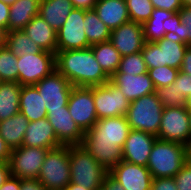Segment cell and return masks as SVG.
<instances>
[{"mask_svg":"<svg viewBox=\"0 0 191 190\" xmlns=\"http://www.w3.org/2000/svg\"><path fill=\"white\" fill-rule=\"evenodd\" d=\"M187 161L186 145L156 139L146 167L153 179L170 178L174 177Z\"/></svg>","mask_w":191,"mask_h":190,"instance_id":"cell-2","label":"cell"},{"mask_svg":"<svg viewBox=\"0 0 191 190\" xmlns=\"http://www.w3.org/2000/svg\"><path fill=\"white\" fill-rule=\"evenodd\" d=\"M188 47L184 42L166 36L155 42H145L141 54L147 69L167 65L180 70Z\"/></svg>","mask_w":191,"mask_h":190,"instance_id":"cell-6","label":"cell"},{"mask_svg":"<svg viewBox=\"0 0 191 190\" xmlns=\"http://www.w3.org/2000/svg\"><path fill=\"white\" fill-rule=\"evenodd\" d=\"M11 175L9 162H3L0 165V187Z\"/></svg>","mask_w":191,"mask_h":190,"instance_id":"cell-51","label":"cell"},{"mask_svg":"<svg viewBox=\"0 0 191 190\" xmlns=\"http://www.w3.org/2000/svg\"><path fill=\"white\" fill-rule=\"evenodd\" d=\"M22 146L54 149L62 146L47 118L29 122Z\"/></svg>","mask_w":191,"mask_h":190,"instance_id":"cell-20","label":"cell"},{"mask_svg":"<svg viewBox=\"0 0 191 190\" xmlns=\"http://www.w3.org/2000/svg\"><path fill=\"white\" fill-rule=\"evenodd\" d=\"M70 146L48 150L38 180L47 189H65L70 183Z\"/></svg>","mask_w":191,"mask_h":190,"instance_id":"cell-5","label":"cell"},{"mask_svg":"<svg viewBox=\"0 0 191 190\" xmlns=\"http://www.w3.org/2000/svg\"><path fill=\"white\" fill-rule=\"evenodd\" d=\"M20 190H47L38 179H21Z\"/></svg>","mask_w":191,"mask_h":190,"instance_id":"cell-45","label":"cell"},{"mask_svg":"<svg viewBox=\"0 0 191 190\" xmlns=\"http://www.w3.org/2000/svg\"><path fill=\"white\" fill-rule=\"evenodd\" d=\"M164 105L156 93L142 96L129 104L126 120L131 129L158 136Z\"/></svg>","mask_w":191,"mask_h":190,"instance_id":"cell-4","label":"cell"},{"mask_svg":"<svg viewBox=\"0 0 191 190\" xmlns=\"http://www.w3.org/2000/svg\"><path fill=\"white\" fill-rule=\"evenodd\" d=\"M73 7L84 10H93L97 0H71Z\"/></svg>","mask_w":191,"mask_h":190,"instance_id":"cell-50","label":"cell"},{"mask_svg":"<svg viewBox=\"0 0 191 190\" xmlns=\"http://www.w3.org/2000/svg\"><path fill=\"white\" fill-rule=\"evenodd\" d=\"M156 139L152 134L131 129L122 148L123 161L147 166Z\"/></svg>","mask_w":191,"mask_h":190,"instance_id":"cell-17","label":"cell"},{"mask_svg":"<svg viewBox=\"0 0 191 190\" xmlns=\"http://www.w3.org/2000/svg\"><path fill=\"white\" fill-rule=\"evenodd\" d=\"M175 87L179 94L187 99L191 96V76L179 70L176 80L171 84Z\"/></svg>","mask_w":191,"mask_h":190,"instance_id":"cell-40","label":"cell"},{"mask_svg":"<svg viewBox=\"0 0 191 190\" xmlns=\"http://www.w3.org/2000/svg\"><path fill=\"white\" fill-rule=\"evenodd\" d=\"M110 82L118 87L129 102L155 93L156 90L148 72L135 76L132 74H113L110 77Z\"/></svg>","mask_w":191,"mask_h":190,"instance_id":"cell-19","label":"cell"},{"mask_svg":"<svg viewBox=\"0 0 191 190\" xmlns=\"http://www.w3.org/2000/svg\"><path fill=\"white\" fill-rule=\"evenodd\" d=\"M155 93L157 98L164 105V108H174L188 105V99L182 94H179L178 90L175 87H172V85L157 88Z\"/></svg>","mask_w":191,"mask_h":190,"instance_id":"cell-37","label":"cell"},{"mask_svg":"<svg viewBox=\"0 0 191 190\" xmlns=\"http://www.w3.org/2000/svg\"><path fill=\"white\" fill-rule=\"evenodd\" d=\"M91 48L98 64L109 77L118 71L122 56L110 40L92 45Z\"/></svg>","mask_w":191,"mask_h":190,"instance_id":"cell-29","label":"cell"},{"mask_svg":"<svg viewBox=\"0 0 191 190\" xmlns=\"http://www.w3.org/2000/svg\"><path fill=\"white\" fill-rule=\"evenodd\" d=\"M189 122H190V130H191V109L189 108Z\"/></svg>","mask_w":191,"mask_h":190,"instance_id":"cell-58","label":"cell"},{"mask_svg":"<svg viewBox=\"0 0 191 190\" xmlns=\"http://www.w3.org/2000/svg\"><path fill=\"white\" fill-rule=\"evenodd\" d=\"M6 47L16 56L40 53L43 50L36 45L23 30L9 31Z\"/></svg>","mask_w":191,"mask_h":190,"instance_id":"cell-32","label":"cell"},{"mask_svg":"<svg viewBox=\"0 0 191 190\" xmlns=\"http://www.w3.org/2000/svg\"><path fill=\"white\" fill-rule=\"evenodd\" d=\"M18 60V83L32 86L56 70L55 54L43 50L40 53L23 55Z\"/></svg>","mask_w":191,"mask_h":190,"instance_id":"cell-8","label":"cell"},{"mask_svg":"<svg viewBox=\"0 0 191 190\" xmlns=\"http://www.w3.org/2000/svg\"><path fill=\"white\" fill-rule=\"evenodd\" d=\"M34 86L45 102L47 112L65 109L73 88V85L57 70H54Z\"/></svg>","mask_w":191,"mask_h":190,"instance_id":"cell-13","label":"cell"},{"mask_svg":"<svg viewBox=\"0 0 191 190\" xmlns=\"http://www.w3.org/2000/svg\"><path fill=\"white\" fill-rule=\"evenodd\" d=\"M151 190H178L174 177L155 178L152 181Z\"/></svg>","mask_w":191,"mask_h":190,"instance_id":"cell-42","label":"cell"},{"mask_svg":"<svg viewBox=\"0 0 191 190\" xmlns=\"http://www.w3.org/2000/svg\"><path fill=\"white\" fill-rule=\"evenodd\" d=\"M47 120L62 145H81L84 133L72 119L67 106L65 109L49 110Z\"/></svg>","mask_w":191,"mask_h":190,"instance_id":"cell-18","label":"cell"},{"mask_svg":"<svg viewBox=\"0 0 191 190\" xmlns=\"http://www.w3.org/2000/svg\"><path fill=\"white\" fill-rule=\"evenodd\" d=\"M178 190H191V161H187L174 176Z\"/></svg>","mask_w":191,"mask_h":190,"instance_id":"cell-39","label":"cell"},{"mask_svg":"<svg viewBox=\"0 0 191 190\" xmlns=\"http://www.w3.org/2000/svg\"><path fill=\"white\" fill-rule=\"evenodd\" d=\"M28 124V119L19 112L11 118L0 121V136L11 149L21 147Z\"/></svg>","mask_w":191,"mask_h":190,"instance_id":"cell-27","label":"cell"},{"mask_svg":"<svg viewBox=\"0 0 191 190\" xmlns=\"http://www.w3.org/2000/svg\"><path fill=\"white\" fill-rule=\"evenodd\" d=\"M191 138L189 108H164L157 139L188 145Z\"/></svg>","mask_w":191,"mask_h":190,"instance_id":"cell-7","label":"cell"},{"mask_svg":"<svg viewBox=\"0 0 191 190\" xmlns=\"http://www.w3.org/2000/svg\"><path fill=\"white\" fill-rule=\"evenodd\" d=\"M11 153V147H9L5 140L0 136V159L3 162H9Z\"/></svg>","mask_w":191,"mask_h":190,"instance_id":"cell-48","label":"cell"},{"mask_svg":"<svg viewBox=\"0 0 191 190\" xmlns=\"http://www.w3.org/2000/svg\"><path fill=\"white\" fill-rule=\"evenodd\" d=\"M19 112L29 122L47 118L45 102L34 85L21 87Z\"/></svg>","mask_w":191,"mask_h":190,"instance_id":"cell-23","label":"cell"},{"mask_svg":"<svg viewBox=\"0 0 191 190\" xmlns=\"http://www.w3.org/2000/svg\"><path fill=\"white\" fill-rule=\"evenodd\" d=\"M74 9L71 0H40V16L57 32Z\"/></svg>","mask_w":191,"mask_h":190,"instance_id":"cell-25","label":"cell"},{"mask_svg":"<svg viewBox=\"0 0 191 190\" xmlns=\"http://www.w3.org/2000/svg\"><path fill=\"white\" fill-rule=\"evenodd\" d=\"M181 19L179 12L173 13L169 18L166 19V36L174 37L177 39V29L180 25Z\"/></svg>","mask_w":191,"mask_h":190,"instance_id":"cell-43","label":"cell"},{"mask_svg":"<svg viewBox=\"0 0 191 190\" xmlns=\"http://www.w3.org/2000/svg\"><path fill=\"white\" fill-rule=\"evenodd\" d=\"M48 150L26 146L12 149L9 160L11 175L19 179H38Z\"/></svg>","mask_w":191,"mask_h":190,"instance_id":"cell-10","label":"cell"},{"mask_svg":"<svg viewBox=\"0 0 191 190\" xmlns=\"http://www.w3.org/2000/svg\"><path fill=\"white\" fill-rule=\"evenodd\" d=\"M83 25L90 46L110 40L111 30L94 10L85 12Z\"/></svg>","mask_w":191,"mask_h":190,"instance_id":"cell-31","label":"cell"},{"mask_svg":"<svg viewBox=\"0 0 191 190\" xmlns=\"http://www.w3.org/2000/svg\"><path fill=\"white\" fill-rule=\"evenodd\" d=\"M179 69L167 65L148 69V74L155 89L171 85L177 77Z\"/></svg>","mask_w":191,"mask_h":190,"instance_id":"cell-36","label":"cell"},{"mask_svg":"<svg viewBox=\"0 0 191 190\" xmlns=\"http://www.w3.org/2000/svg\"><path fill=\"white\" fill-rule=\"evenodd\" d=\"M187 107L191 109V96L188 98V105H187Z\"/></svg>","mask_w":191,"mask_h":190,"instance_id":"cell-57","label":"cell"},{"mask_svg":"<svg viewBox=\"0 0 191 190\" xmlns=\"http://www.w3.org/2000/svg\"><path fill=\"white\" fill-rule=\"evenodd\" d=\"M93 98L98 120L125 116L130 104L118 87L110 81L104 85L93 86Z\"/></svg>","mask_w":191,"mask_h":190,"instance_id":"cell-12","label":"cell"},{"mask_svg":"<svg viewBox=\"0 0 191 190\" xmlns=\"http://www.w3.org/2000/svg\"><path fill=\"white\" fill-rule=\"evenodd\" d=\"M180 71L191 76V46L185 51Z\"/></svg>","mask_w":191,"mask_h":190,"instance_id":"cell-49","label":"cell"},{"mask_svg":"<svg viewBox=\"0 0 191 190\" xmlns=\"http://www.w3.org/2000/svg\"><path fill=\"white\" fill-rule=\"evenodd\" d=\"M21 179L10 175L9 178L0 187V190H20Z\"/></svg>","mask_w":191,"mask_h":190,"instance_id":"cell-46","label":"cell"},{"mask_svg":"<svg viewBox=\"0 0 191 190\" xmlns=\"http://www.w3.org/2000/svg\"><path fill=\"white\" fill-rule=\"evenodd\" d=\"M87 10L74 8L57 31V51L77 50L91 47L84 29Z\"/></svg>","mask_w":191,"mask_h":190,"instance_id":"cell-14","label":"cell"},{"mask_svg":"<svg viewBox=\"0 0 191 190\" xmlns=\"http://www.w3.org/2000/svg\"><path fill=\"white\" fill-rule=\"evenodd\" d=\"M93 10L110 30L130 21L125 0H97Z\"/></svg>","mask_w":191,"mask_h":190,"instance_id":"cell-22","label":"cell"},{"mask_svg":"<svg viewBox=\"0 0 191 190\" xmlns=\"http://www.w3.org/2000/svg\"><path fill=\"white\" fill-rule=\"evenodd\" d=\"M65 190H89L87 188H85L84 186H79V185H76L74 183H69L67 185V187L65 188Z\"/></svg>","mask_w":191,"mask_h":190,"instance_id":"cell-53","label":"cell"},{"mask_svg":"<svg viewBox=\"0 0 191 190\" xmlns=\"http://www.w3.org/2000/svg\"><path fill=\"white\" fill-rule=\"evenodd\" d=\"M21 85L2 82L0 85V121L19 113Z\"/></svg>","mask_w":191,"mask_h":190,"instance_id":"cell-28","label":"cell"},{"mask_svg":"<svg viewBox=\"0 0 191 190\" xmlns=\"http://www.w3.org/2000/svg\"><path fill=\"white\" fill-rule=\"evenodd\" d=\"M40 0H16L10 5L7 30H22L39 14Z\"/></svg>","mask_w":191,"mask_h":190,"instance_id":"cell-24","label":"cell"},{"mask_svg":"<svg viewBox=\"0 0 191 190\" xmlns=\"http://www.w3.org/2000/svg\"><path fill=\"white\" fill-rule=\"evenodd\" d=\"M2 2L8 4V5H11L13 4L16 0H1Z\"/></svg>","mask_w":191,"mask_h":190,"instance_id":"cell-56","label":"cell"},{"mask_svg":"<svg viewBox=\"0 0 191 190\" xmlns=\"http://www.w3.org/2000/svg\"><path fill=\"white\" fill-rule=\"evenodd\" d=\"M81 146L108 171L123 160L122 148L113 143L82 142Z\"/></svg>","mask_w":191,"mask_h":190,"instance_id":"cell-26","label":"cell"},{"mask_svg":"<svg viewBox=\"0 0 191 190\" xmlns=\"http://www.w3.org/2000/svg\"><path fill=\"white\" fill-rule=\"evenodd\" d=\"M67 107L72 119L83 133H86L98 121L93 87L73 86Z\"/></svg>","mask_w":191,"mask_h":190,"instance_id":"cell-9","label":"cell"},{"mask_svg":"<svg viewBox=\"0 0 191 190\" xmlns=\"http://www.w3.org/2000/svg\"><path fill=\"white\" fill-rule=\"evenodd\" d=\"M22 30L42 50L54 54L57 52V32L40 14L36 15Z\"/></svg>","mask_w":191,"mask_h":190,"instance_id":"cell-21","label":"cell"},{"mask_svg":"<svg viewBox=\"0 0 191 190\" xmlns=\"http://www.w3.org/2000/svg\"><path fill=\"white\" fill-rule=\"evenodd\" d=\"M56 70L73 86L93 87L104 85L110 77L98 64L91 47L77 50L57 51Z\"/></svg>","mask_w":191,"mask_h":190,"instance_id":"cell-1","label":"cell"},{"mask_svg":"<svg viewBox=\"0 0 191 190\" xmlns=\"http://www.w3.org/2000/svg\"><path fill=\"white\" fill-rule=\"evenodd\" d=\"M110 41L121 56L142 51L145 44L142 24L129 21L111 30Z\"/></svg>","mask_w":191,"mask_h":190,"instance_id":"cell-16","label":"cell"},{"mask_svg":"<svg viewBox=\"0 0 191 190\" xmlns=\"http://www.w3.org/2000/svg\"><path fill=\"white\" fill-rule=\"evenodd\" d=\"M10 5L0 0V26L7 28Z\"/></svg>","mask_w":191,"mask_h":190,"instance_id":"cell-47","label":"cell"},{"mask_svg":"<svg viewBox=\"0 0 191 190\" xmlns=\"http://www.w3.org/2000/svg\"><path fill=\"white\" fill-rule=\"evenodd\" d=\"M70 183L99 190L109 173L83 146L70 145Z\"/></svg>","mask_w":191,"mask_h":190,"instance_id":"cell-3","label":"cell"},{"mask_svg":"<svg viewBox=\"0 0 191 190\" xmlns=\"http://www.w3.org/2000/svg\"><path fill=\"white\" fill-rule=\"evenodd\" d=\"M7 34V28L0 26V48L6 46Z\"/></svg>","mask_w":191,"mask_h":190,"instance_id":"cell-52","label":"cell"},{"mask_svg":"<svg viewBox=\"0 0 191 190\" xmlns=\"http://www.w3.org/2000/svg\"><path fill=\"white\" fill-rule=\"evenodd\" d=\"M178 12L181 23L177 29V40L191 46V6H183Z\"/></svg>","mask_w":191,"mask_h":190,"instance_id":"cell-38","label":"cell"},{"mask_svg":"<svg viewBox=\"0 0 191 190\" xmlns=\"http://www.w3.org/2000/svg\"><path fill=\"white\" fill-rule=\"evenodd\" d=\"M183 6H191V0H182Z\"/></svg>","mask_w":191,"mask_h":190,"instance_id":"cell-55","label":"cell"},{"mask_svg":"<svg viewBox=\"0 0 191 190\" xmlns=\"http://www.w3.org/2000/svg\"><path fill=\"white\" fill-rule=\"evenodd\" d=\"M187 160L191 161V138L189 144L187 145Z\"/></svg>","mask_w":191,"mask_h":190,"instance_id":"cell-54","label":"cell"},{"mask_svg":"<svg viewBox=\"0 0 191 190\" xmlns=\"http://www.w3.org/2000/svg\"><path fill=\"white\" fill-rule=\"evenodd\" d=\"M154 8L177 13L182 7V0H150Z\"/></svg>","mask_w":191,"mask_h":190,"instance_id":"cell-41","label":"cell"},{"mask_svg":"<svg viewBox=\"0 0 191 190\" xmlns=\"http://www.w3.org/2000/svg\"><path fill=\"white\" fill-rule=\"evenodd\" d=\"M130 130L125 116L102 118L84 133L82 142L113 143L123 148Z\"/></svg>","mask_w":191,"mask_h":190,"instance_id":"cell-11","label":"cell"},{"mask_svg":"<svg viewBox=\"0 0 191 190\" xmlns=\"http://www.w3.org/2000/svg\"><path fill=\"white\" fill-rule=\"evenodd\" d=\"M173 12L154 8L151 17L142 24L145 42H155L166 37V19Z\"/></svg>","mask_w":191,"mask_h":190,"instance_id":"cell-30","label":"cell"},{"mask_svg":"<svg viewBox=\"0 0 191 190\" xmlns=\"http://www.w3.org/2000/svg\"><path fill=\"white\" fill-rule=\"evenodd\" d=\"M148 69L144 62L141 51L126 55L121 58L118 71L114 74H132V76L147 73Z\"/></svg>","mask_w":191,"mask_h":190,"instance_id":"cell-34","label":"cell"},{"mask_svg":"<svg viewBox=\"0 0 191 190\" xmlns=\"http://www.w3.org/2000/svg\"><path fill=\"white\" fill-rule=\"evenodd\" d=\"M17 57L6 47L0 48V79L18 83Z\"/></svg>","mask_w":191,"mask_h":190,"instance_id":"cell-33","label":"cell"},{"mask_svg":"<svg viewBox=\"0 0 191 190\" xmlns=\"http://www.w3.org/2000/svg\"><path fill=\"white\" fill-rule=\"evenodd\" d=\"M99 190H125L109 173L105 176Z\"/></svg>","mask_w":191,"mask_h":190,"instance_id":"cell-44","label":"cell"},{"mask_svg":"<svg viewBox=\"0 0 191 190\" xmlns=\"http://www.w3.org/2000/svg\"><path fill=\"white\" fill-rule=\"evenodd\" d=\"M109 174L125 190H151L153 177L146 166L122 160L109 171Z\"/></svg>","mask_w":191,"mask_h":190,"instance_id":"cell-15","label":"cell"},{"mask_svg":"<svg viewBox=\"0 0 191 190\" xmlns=\"http://www.w3.org/2000/svg\"><path fill=\"white\" fill-rule=\"evenodd\" d=\"M130 21L143 24L150 17L154 7L150 0H125Z\"/></svg>","mask_w":191,"mask_h":190,"instance_id":"cell-35","label":"cell"}]
</instances>
